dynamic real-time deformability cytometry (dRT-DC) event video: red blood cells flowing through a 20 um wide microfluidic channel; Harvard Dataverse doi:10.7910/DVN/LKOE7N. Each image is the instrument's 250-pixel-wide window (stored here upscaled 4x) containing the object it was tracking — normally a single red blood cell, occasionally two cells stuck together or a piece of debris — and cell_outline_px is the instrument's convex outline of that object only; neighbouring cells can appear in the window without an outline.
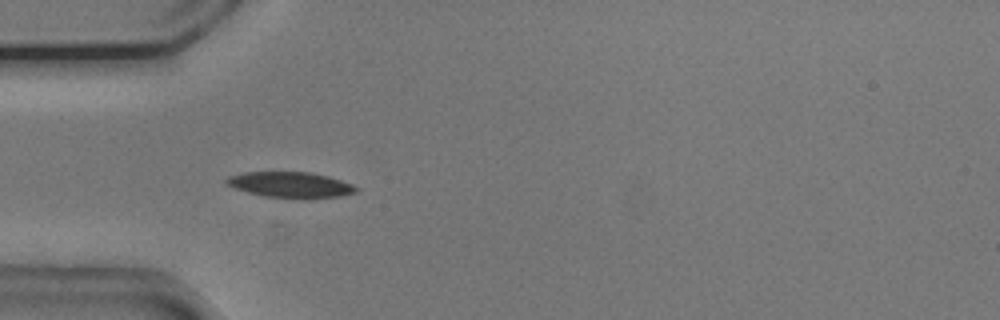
{"species": "common noctule bat (a hibernating species)", "species_latin": "Nyctalus noctula", "temperature_condition": "cold", "stored_images_in_passage": 54, "camera_frame_rate_fps": 3000, "um_per_image_px": 0.085, "animal": {"sex": "male", "body_mass_g": 20.5, "forearm_length_mm": 52.5}, "frame": {"image": 1, "passage_image": 16, "time_ms": 5.0, "image_size_px": [1000, 320], "cell_outline_px": [[360, 188], [356, 192], [340, 196], [264, 196], [232, 188], [224, 184], [224, 180], [228, 176], [244, 172], [312, 172], [328, 176], [352, 184]], "centroid_in_image_um": [24.61, 15.66], "position_along_channel_um": 60.4, "area_um2": 18.84}}
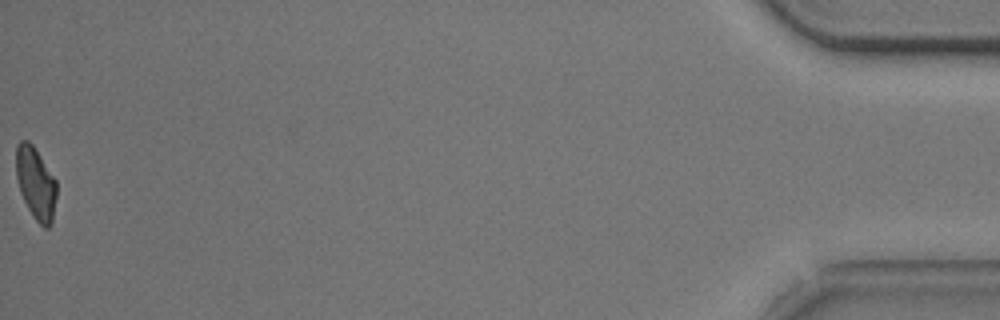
{"frame": {"image": 2, "passage_image": 54, "time_ms": 17.667, "image_size_px": [1000, 320], "cell_outline_px": [[56, 196], [52, 224], [48, 228], [44, 228], [36, 220], [28, 208], [20, 192], [16, 176], [16, 144], [20, 140], [28, 140], [32, 144], [56, 180]], "centroid_in_image_um": [3.03, 15.57], "position_along_channel_um": 432.2, "area_um2": 16.99}, "authors_computed_cell_mechanics": {"area_um2": 18.1781, "velocity_mm_per_s": 3.7319, "shape_relaxation_time_tau1_ms": 2.2642, "shape_relaxation_time_tau2_ms": 5.1306, "deformation_change_tau1": 0.1162, "deformation_change_tau2": 0.1199}}